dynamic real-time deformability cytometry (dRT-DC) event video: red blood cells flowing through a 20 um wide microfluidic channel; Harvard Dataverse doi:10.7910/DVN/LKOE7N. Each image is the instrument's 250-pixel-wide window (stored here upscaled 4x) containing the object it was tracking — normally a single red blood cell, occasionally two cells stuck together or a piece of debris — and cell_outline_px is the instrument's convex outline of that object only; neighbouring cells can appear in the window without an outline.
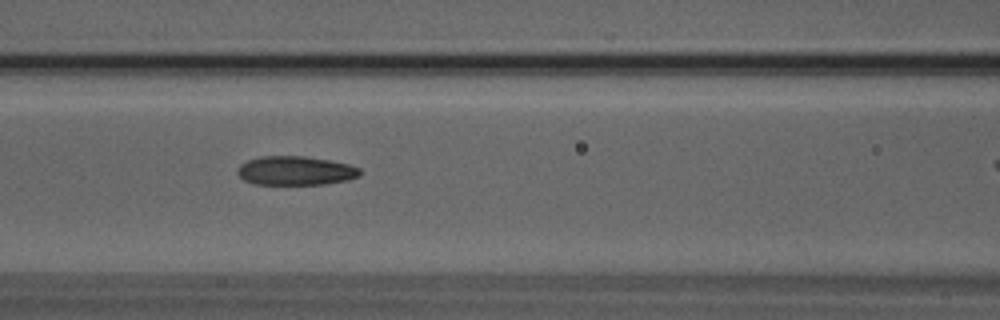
{"species": "Egyptian fruit bat (a non-hibernating species)", "species_latin": "Rousettus aegyptiacus", "temperature_condition": "room temperature", "stored_images_in_passage": 40, "camera_frame_rate_fps": 3000, "um_per_image_px": 0.085, "animal": {"sex": "male"}, "frame": {"image": 1, "passage_image": 21, "time_ms": 6.667, "image_size_px": [1000, 320], "cell_outline_px": [[360, 176], [348, 180], [324, 184], [252, 184], [244, 180], [236, 172], [236, 168], [240, 164], [248, 160], [260, 156], [304, 156], [328, 160], [348, 164], [360, 168]], "centroid_in_image_um": [25.09, 14.51], "position_along_channel_um": 141.5, "area_um2": 20.75}}
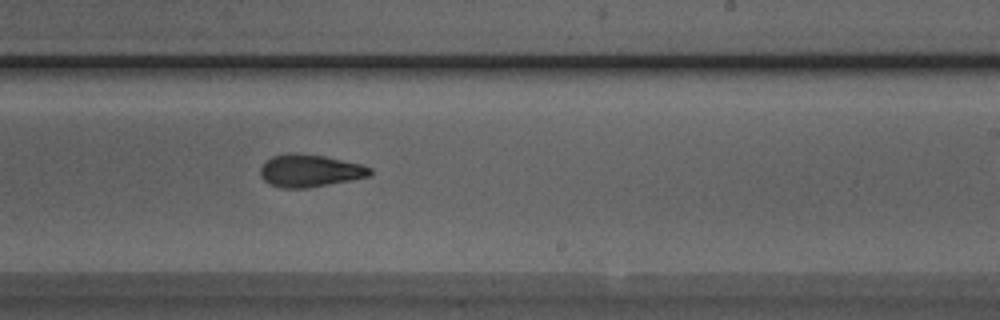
{"frame": {"image": 2, "passage_image": 30, "time_ms": 9.667, "image_size_px": [1000, 320], "cell_outline_px": [[372, 172], [368, 176], [352, 180], [308, 188], [280, 188], [268, 184], [260, 176], [260, 168], [272, 156], [288, 152], [296, 152], [324, 156], [360, 164], [372, 168]], "centroid_in_image_um": [26.31, 14.51], "position_along_channel_um": 262.7, "area_um2": 20.87}}
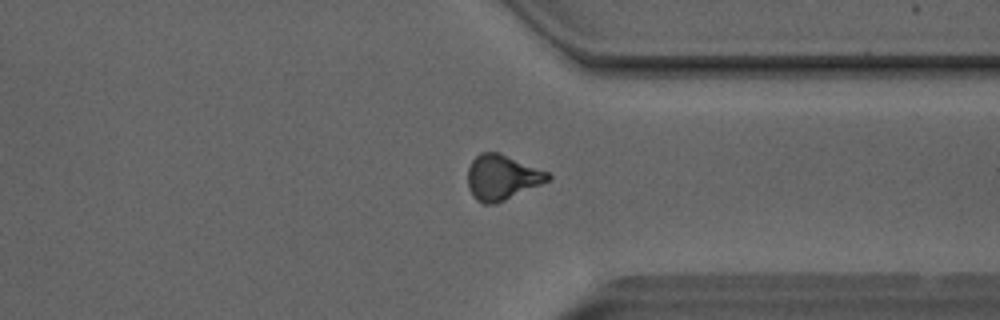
{"frame": {"image": 3, "passage_image": 38, "time_ms": 12.333, "image_size_px": [1000, 320], "cell_outline_px": [[552, 180], [496, 204], [484, 204], [476, 200], [472, 196], [468, 188], [468, 168], [472, 160], [480, 152], [496, 152], [548, 172], [552, 176]], "centroid_in_image_um": [42.66, 15.1], "position_along_channel_um": 368.7, "area_um2": 21.1}}